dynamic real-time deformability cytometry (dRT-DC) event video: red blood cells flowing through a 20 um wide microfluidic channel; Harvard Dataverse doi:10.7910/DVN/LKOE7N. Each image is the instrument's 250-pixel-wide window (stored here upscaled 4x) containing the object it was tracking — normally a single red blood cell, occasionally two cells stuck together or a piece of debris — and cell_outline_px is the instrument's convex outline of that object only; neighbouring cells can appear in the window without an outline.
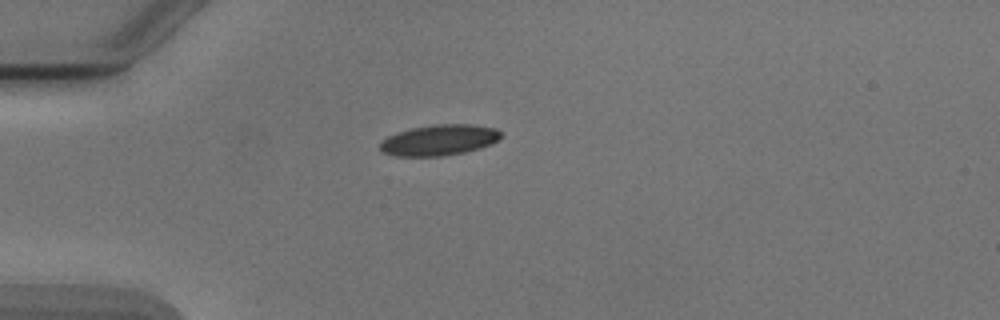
{"species": "Egyptian fruit bat (a non-hibernating species)", "species_latin": "Rousettus aegyptiacus", "temperature_condition": "cold", "stored_images_in_passage": 6, "camera_frame_rate_fps": 3000, "um_per_image_px": 0.085, "animal": {"sex": "male"}, "frame": {"image": 1, "passage_image": 6, "time_ms": 6.0, "image_size_px": [1000, 320], "cell_outline_px": [[504, 136], [492, 144], [480, 148], [464, 152], [440, 156], [396, 156], [384, 152], [380, 148], [380, 140], [388, 136], [412, 128], [436, 124], [468, 124], [496, 128]], "centroid_in_image_um": [37.36, 11.9], "position_along_channel_um": 47.6, "area_um2": 21.62}}